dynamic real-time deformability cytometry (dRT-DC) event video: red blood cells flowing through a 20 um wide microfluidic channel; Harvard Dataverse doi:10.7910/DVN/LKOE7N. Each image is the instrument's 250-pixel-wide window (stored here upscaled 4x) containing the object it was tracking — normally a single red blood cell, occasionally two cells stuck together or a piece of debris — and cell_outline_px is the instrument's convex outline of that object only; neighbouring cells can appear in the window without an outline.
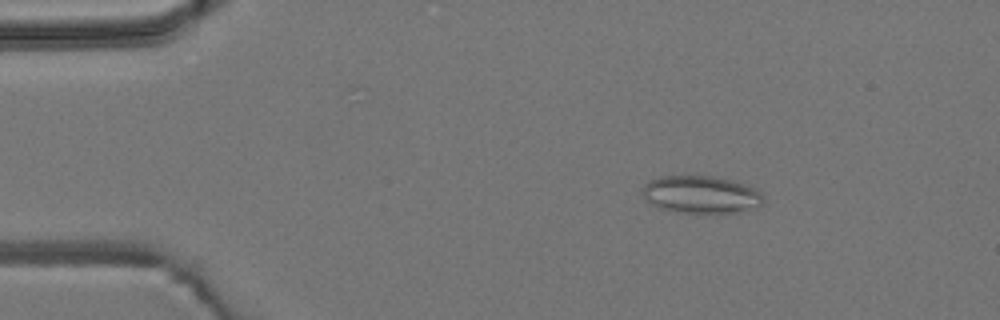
{"species": "common noctule bat (a hibernating species)", "species_latin": "Nyctalus noctula", "temperature_condition": "room temperature", "stored_images_in_passage": 5, "camera_frame_rate_fps": 3000, "um_per_image_px": 0.085, "animal": {"sex": "male", "body_mass_g": 19.2, "forearm_length_mm": 51.8}, "frame": {"image": 1, "passage_image": 3, "time_ms": 2.333, "image_size_px": [1000, 320], "cell_outline_px": [[764, 204], [736, 212], [676, 212], [660, 208], [652, 204], [644, 196], [644, 184], [660, 176], [712, 176], [732, 180], [752, 188], [760, 192], [764, 196]], "centroid_in_image_um": [59.59, 16.53], "position_along_channel_um": 25.4, "area_um2": 25.89}}